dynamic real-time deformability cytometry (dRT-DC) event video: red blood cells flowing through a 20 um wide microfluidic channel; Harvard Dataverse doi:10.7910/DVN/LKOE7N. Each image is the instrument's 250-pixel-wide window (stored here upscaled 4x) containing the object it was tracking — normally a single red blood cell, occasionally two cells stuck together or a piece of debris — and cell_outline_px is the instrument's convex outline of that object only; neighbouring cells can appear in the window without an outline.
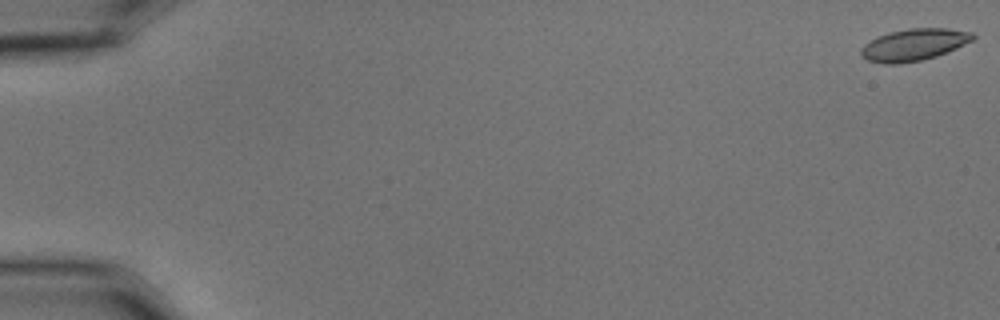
{"species": "common noctule bat (a hibernating species)", "species_latin": "Nyctalus noctula", "temperature_condition": "cold", "stored_images_in_passage": 59, "segment_of_instrument_passage": [1, 2], "camera_frame_rate_fps": 3000, "um_per_image_px": 0.085, "animal": {"sex": "male", "body_mass_g": 15.6}, "frame": {"image": 1, "passage_image": 1, "time_ms": 0.0, "image_size_px": [1000, 320], "cell_outline_px": [[976, 36], [972, 40], [956, 48], [936, 56], [920, 60], [896, 64], [884, 64], [868, 60], [860, 56], [860, 48], [864, 44], [876, 36], [888, 32], [908, 28], [948, 28], [972, 32]], "centroid_in_image_um": [77.64, 3.79], "position_along_channel_um": 7.4, "area_um2": 20.87}}
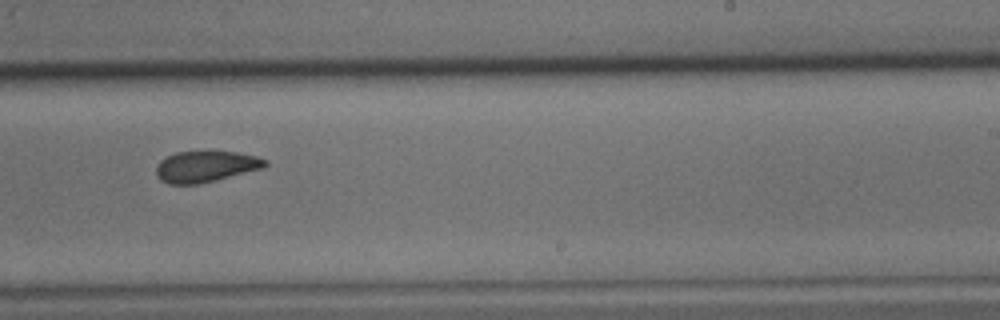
{"frame": {"image": 2, "passage_image": 37, "time_ms": 12.0, "image_size_px": [1000, 320], "cell_outline_px": [[268, 164], [264, 168], [196, 184], [168, 184], [160, 180], [156, 176], [156, 168], [160, 160], [176, 152], [208, 148], [236, 152], [256, 156], [268, 160]], "centroid_in_image_um": [17.48, 14.1], "position_along_channel_um": 271.5, "area_um2": 20.4}}
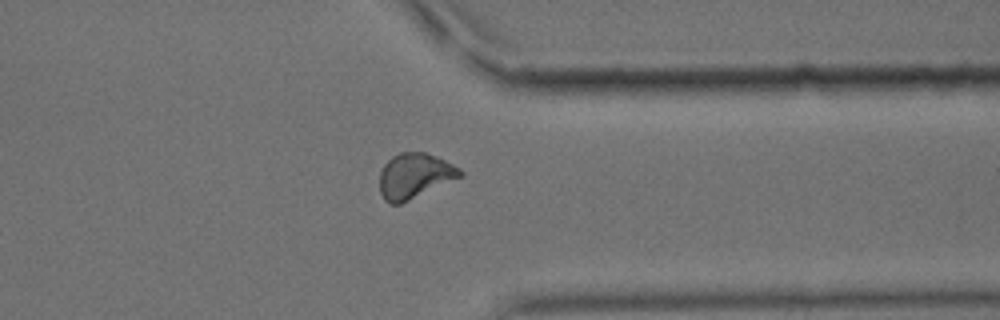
{"frame": {"image": 3, "passage_image": 46, "time_ms": 15.0, "image_size_px": [1000, 320], "cell_outline_px": [[464, 176], [400, 204], [388, 204], [384, 200], [380, 192], [380, 172], [384, 164], [392, 156], [400, 152], [428, 152], [460, 168], [464, 172]], "centroid_in_image_um": [35.25, 14.95], "position_along_channel_um": 376.1, "area_um2": 21.39}}